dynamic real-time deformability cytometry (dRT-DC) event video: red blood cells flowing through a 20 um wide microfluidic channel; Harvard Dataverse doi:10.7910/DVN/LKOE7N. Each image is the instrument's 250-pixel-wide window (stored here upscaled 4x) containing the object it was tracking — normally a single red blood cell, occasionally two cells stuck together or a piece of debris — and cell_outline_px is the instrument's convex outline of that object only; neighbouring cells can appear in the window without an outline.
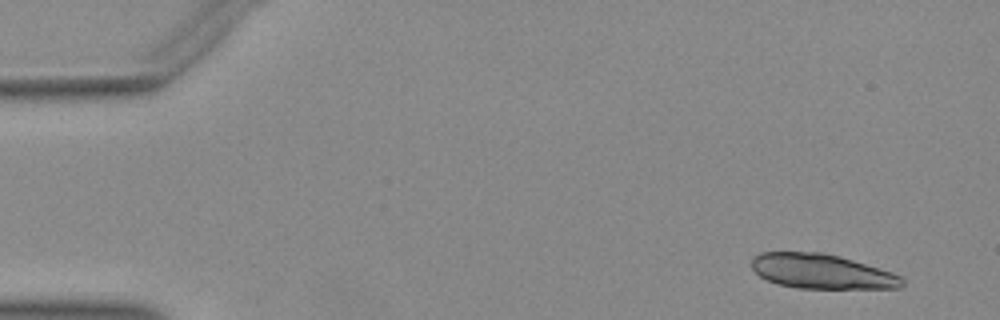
{"species": "Egyptian fruit bat (a non-hibernating species)", "species_latin": "Rousettus aegyptiacus", "temperature_condition": "warm", "stored_images_in_passage": 5, "camera_frame_rate_fps": 3000, "um_per_image_px": 0.085, "animal": {"sex": "female"}, "frame": {"image": 1, "passage_image": 1, "time_ms": 0.0, "image_size_px": [1000, 320], "cell_outline_px": [[904, 284], [900, 288], [800, 288], [780, 284], [768, 280], [760, 276], [752, 268], [752, 256], [760, 252], [820, 252], [840, 256], [892, 272], [900, 276], [904, 280]], "centroid_in_image_um": [69.84, 23.06], "position_along_channel_um": 15.2, "area_um2": 30.23}}